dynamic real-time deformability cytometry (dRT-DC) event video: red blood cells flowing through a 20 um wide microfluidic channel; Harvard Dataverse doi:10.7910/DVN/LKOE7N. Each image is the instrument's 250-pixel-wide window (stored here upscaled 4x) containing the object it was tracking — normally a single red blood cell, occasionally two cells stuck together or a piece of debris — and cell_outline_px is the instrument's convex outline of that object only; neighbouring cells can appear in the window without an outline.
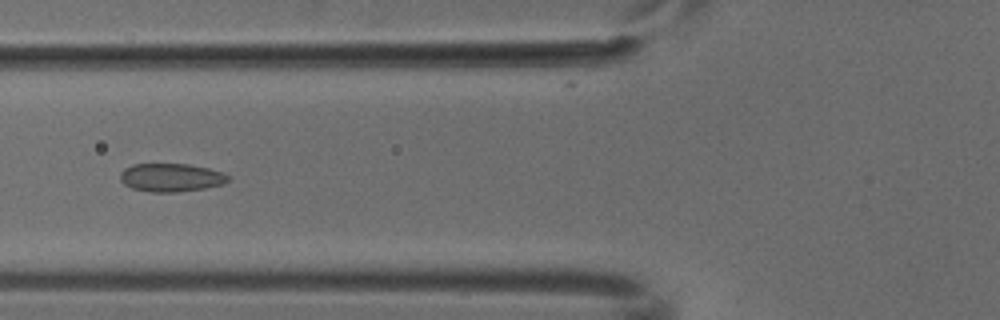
{"species": "common noctule bat (a hibernating species)", "species_latin": "Nyctalus noctula", "temperature_condition": "cold", "stored_images_in_passage": 5, "camera_frame_rate_fps": 3000, "um_per_image_px": 0.085, "animal": {"sex": "male", "body_mass_g": 18.8}, "frame": {"image": 1, "passage_image": 5, "time_ms": 1.333, "image_size_px": [1000, 320], "cell_outline_px": [[232, 176], [224, 184], [204, 188], [176, 192], [148, 192], [132, 188], [124, 184], [120, 180], [120, 172], [124, 168], [132, 164], [188, 164], [208, 168], [224, 172]], "centroid_in_image_um": [14.55, 15.08], "position_along_channel_um": 111.3, "area_um2": 17.98}}